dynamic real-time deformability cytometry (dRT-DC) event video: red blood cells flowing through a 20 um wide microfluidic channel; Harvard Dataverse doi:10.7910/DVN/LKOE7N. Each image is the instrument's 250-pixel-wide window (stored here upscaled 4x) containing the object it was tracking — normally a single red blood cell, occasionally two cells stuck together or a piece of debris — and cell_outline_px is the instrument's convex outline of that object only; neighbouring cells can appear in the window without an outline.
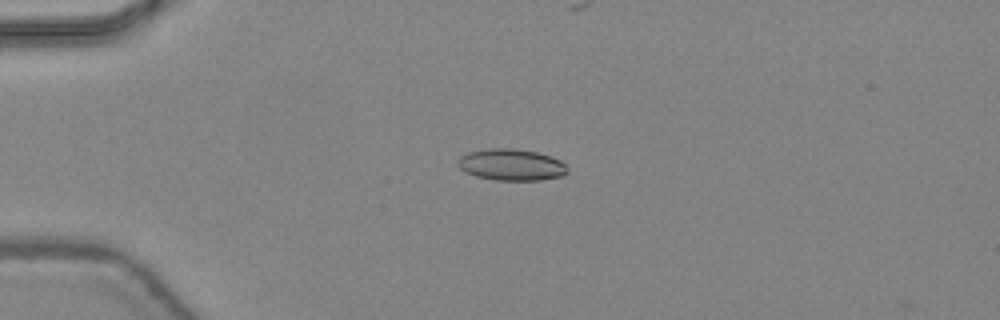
{"species": "common noctule bat (a hibernating species)", "species_latin": "Nyctalus noctula", "temperature_condition": "warm", "stored_images_in_passage": 14, "camera_frame_rate_fps": 3000, "um_per_image_px": 0.085, "animal": {"sex": "female", "body_mass_g": 24.6, "forearm_length_mm": 56.2}, "frame": {"image": 1, "passage_image": 13, "time_ms": 4.0, "image_size_px": [1000, 320], "cell_outline_px": [[568, 172], [560, 176], [540, 180], [496, 180], [476, 176], [460, 168], [456, 164], [456, 160], [460, 156], [468, 152], [488, 148], [512, 148], [536, 152], [560, 160], [568, 168]], "centroid_in_image_um": [43.43, 14.0], "position_along_channel_um": 41.6, "area_um2": 20.06}}